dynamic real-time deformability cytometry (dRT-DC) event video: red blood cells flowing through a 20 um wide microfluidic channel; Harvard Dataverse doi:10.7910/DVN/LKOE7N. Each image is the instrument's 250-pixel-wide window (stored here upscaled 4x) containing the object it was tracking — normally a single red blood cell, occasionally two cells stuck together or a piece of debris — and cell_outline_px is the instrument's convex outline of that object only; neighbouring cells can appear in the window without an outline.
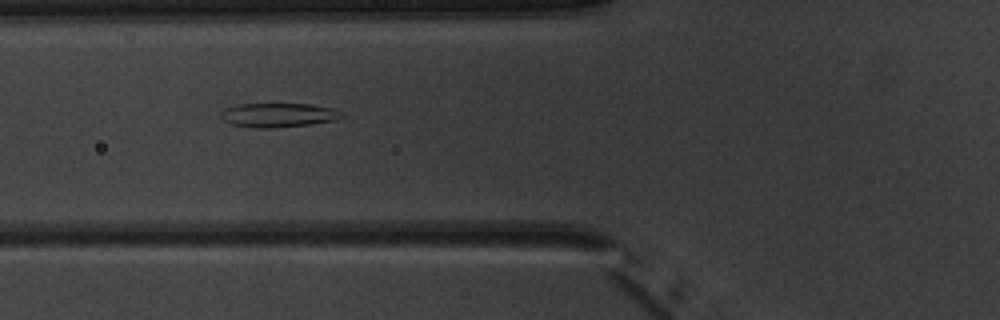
{"species": "common noctule bat (a hibernating species)", "species_latin": "Nyctalus noctula", "temperature_condition": "warm", "stored_images_in_passage": 8, "camera_frame_rate_fps": 3000, "um_per_image_px": 0.085, "animal": {"sex": "male", "body_mass_g": 20.1, "forearm_length_mm": 53.5}, "frame": {"image": 1, "passage_image": 6, "time_ms": 6.667, "image_size_px": [1000, 320], "cell_outline_px": [[348, 116], [336, 120], [308, 124], [272, 128], [256, 128], [232, 124], [224, 120], [220, 116], [220, 112], [224, 108], [236, 104], [308, 104], [332, 108]], "centroid_in_image_um": [23.65, 9.78], "position_along_channel_um": 102.2, "area_um2": 16.99}}
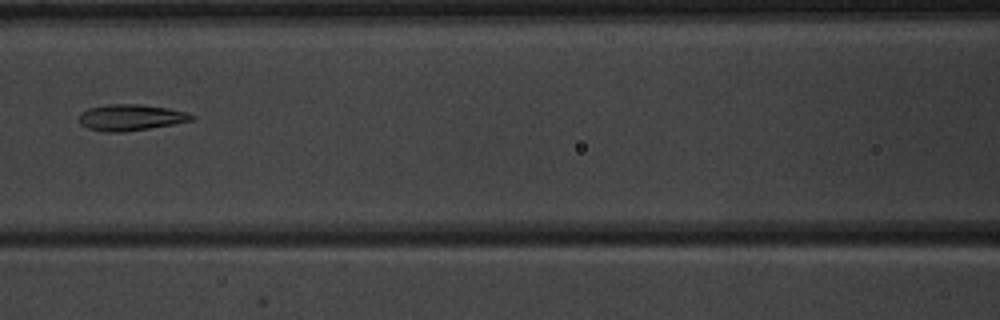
{"frame": {"image": 2, "passage_image": 7, "time_ms": 8.0, "image_size_px": [1000, 320], "cell_outline_px": [[196, 116], [192, 120], [176, 124], [124, 132], [104, 132], [88, 128], [80, 124], [80, 112], [88, 108], [104, 104], [140, 104], [168, 108], [188, 112]], "centroid_in_image_um": [11.12, 9.98], "position_along_channel_um": 155.5, "area_um2": 17.4}}
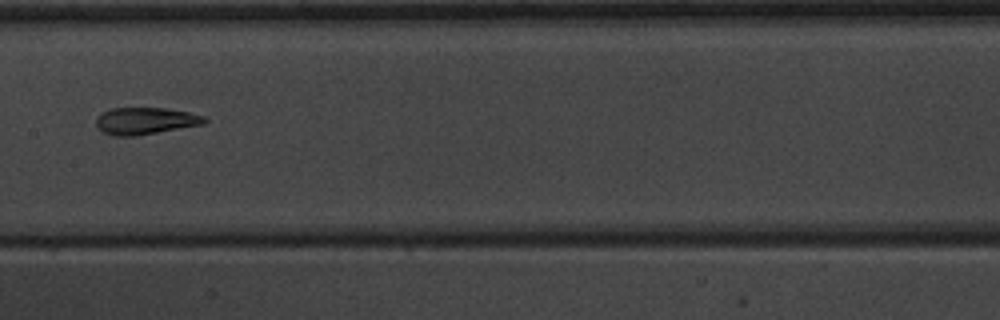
{"frame": {"image": 3, "passage_image": 8, "time_ms": 9.0, "image_size_px": [1000, 320], "cell_outline_px": [[208, 120], [204, 124], [136, 136], [116, 136], [104, 132], [96, 124], [96, 120], [104, 112], [112, 108], [164, 108], [188, 112], [204, 116]], "centroid_in_image_um": [12.4, 10.28], "position_along_channel_um": 195.0, "area_um2": 16.76}}